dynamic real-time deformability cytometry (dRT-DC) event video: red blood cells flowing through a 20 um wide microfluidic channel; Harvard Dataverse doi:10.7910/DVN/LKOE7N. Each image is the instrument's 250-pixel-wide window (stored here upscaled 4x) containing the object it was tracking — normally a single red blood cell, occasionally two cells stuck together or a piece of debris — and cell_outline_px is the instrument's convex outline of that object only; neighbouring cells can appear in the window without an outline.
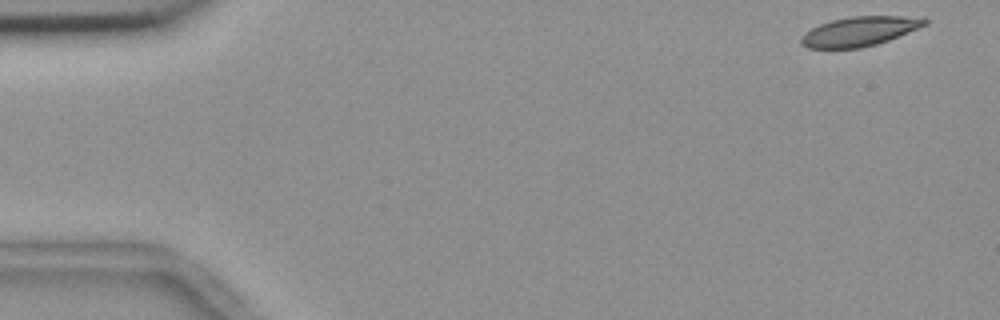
{"species": "common noctule bat (a hibernating species)", "species_latin": "Nyctalus noctula", "temperature_condition": "room temperature", "stored_images_in_passage": 9, "camera_frame_rate_fps": 3000, "um_per_image_px": 0.085, "animal": {"sex": "female", "body_mass_g": 18.4}, "frame": {"image": 1, "passage_image": 1, "time_ms": 0.0, "image_size_px": [1000, 320], "cell_outline_px": [[928, 24], [888, 40], [876, 44], [860, 48], [808, 48], [800, 44], [800, 36], [804, 32], [820, 24], [832, 20], [852, 16], [900, 16], [928, 20]], "centroid_in_image_um": [72.99, 2.67], "position_along_channel_um": 12.0, "area_um2": 20.98}}